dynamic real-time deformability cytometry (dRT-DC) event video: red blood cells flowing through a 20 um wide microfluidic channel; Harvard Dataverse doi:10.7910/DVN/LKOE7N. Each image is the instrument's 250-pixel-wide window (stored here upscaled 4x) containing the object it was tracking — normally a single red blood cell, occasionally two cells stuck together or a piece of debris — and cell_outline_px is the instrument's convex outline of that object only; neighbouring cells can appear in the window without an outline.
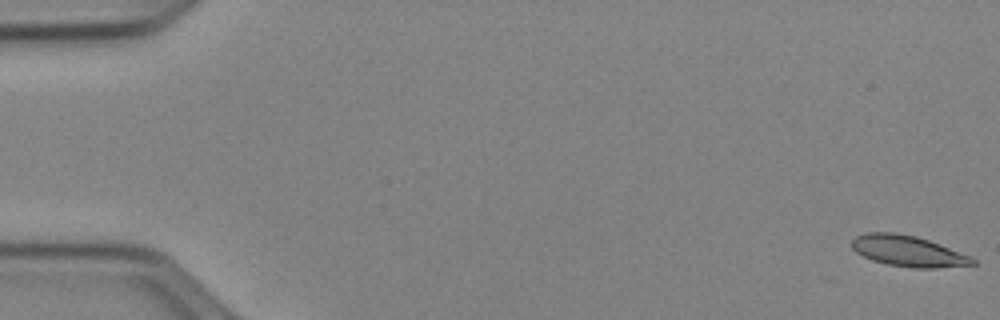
{"species": "Egyptian fruit bat (a non-hibernating species)", "species_latin": "Rousettus aegyptiacus", "temperature_condition": "cold", "stored_images_in_passage": 4, "camera_frame_rate_fps": 3000, "um_per_image_px": 0.085, "animal": {"sex": "female"}, "frame": {"image": 1, "passage_image": 1, "time_ms": 0.0, "image_size_px": [1000, 320], "cell_outline_px": [[976, 264], [936, 268], [912, 268], [888, 264], [872, 260], [856, 252], [852, 248], [852, 240], [856, 236], [868, 232], [892, 232], [916, 236], [940, 244], [972, 256], [976, 260]], "centroid_in_image_um": [77.21, 21.34], "position_along_channel_um": 7.8, "area_um2": 21.73}}